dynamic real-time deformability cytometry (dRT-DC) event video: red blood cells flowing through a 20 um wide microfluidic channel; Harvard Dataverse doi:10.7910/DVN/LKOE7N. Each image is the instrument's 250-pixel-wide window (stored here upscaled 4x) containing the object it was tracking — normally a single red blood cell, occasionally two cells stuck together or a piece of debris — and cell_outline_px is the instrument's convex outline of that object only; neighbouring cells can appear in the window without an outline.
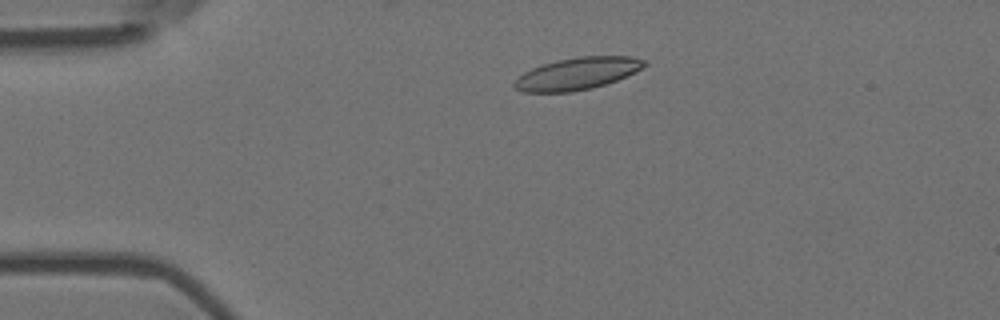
{"species": "Egyptian fruit bat (a non-hibernating species)", "species_latin": "Rousettus aegyptiacus", "temperature_condition": "room temperature", "stored_images_in_passage": 4, "camera_frame_rate_fps": 3000, "um_per_image_px": 0.085, "animal": {"sex": "female"}, "frame": {"image": 1, "passage_image": 3, "time_ms": 0.667, "image_size_px": [1000, 320], "cell_outline_px": [[648, 64], [636, 72], [616, 80], [592, 88], [572, 92], [524, 92], [516, 88], [512, 84], [524, 72], [532, 68], [556, 60], [580, 56], [632, 56], [648, 60]], "centroid_in_image_um": [49.12, 6.24], "position_along_channel_um": 35.9, "area_um2": 24.33}}